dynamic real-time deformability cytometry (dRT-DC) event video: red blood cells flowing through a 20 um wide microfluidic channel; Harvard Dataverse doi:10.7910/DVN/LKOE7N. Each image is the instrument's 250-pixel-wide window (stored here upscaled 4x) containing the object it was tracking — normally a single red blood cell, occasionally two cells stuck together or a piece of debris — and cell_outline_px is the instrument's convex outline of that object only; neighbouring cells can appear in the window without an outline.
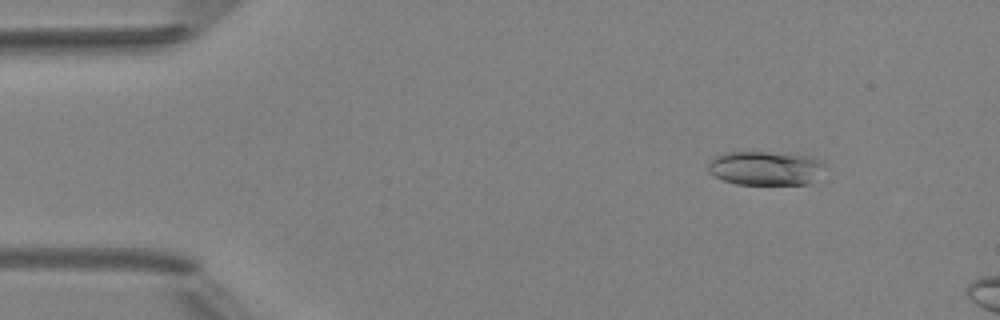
{"species": "Egyptian fruit bat (a non-hibernating species)", "species_latin": "Rousettus aegyptiacus", "temperature_condition": "room temperature", "stored_images_in_passage": 12, "camera_frame_rate_fps": 3000, "um_per_image_px": 0.085, "animal": {"sex": "female"}, "frame": {"image": 1, "passage_image": 6, "time_ms": 1.667, "image_size_px": [1000, 320], "cell_outline_px": [[824, 164], [808, 184], [736, 184], [724, 180], [708, 172], [708, 164], [716, 156], [724, 152], [768, 152], [808, 156]], "centroid_in_image_um": [64.96, 14.29], "position_along_channel_um": 20.0, "area_um2": 22.48}}